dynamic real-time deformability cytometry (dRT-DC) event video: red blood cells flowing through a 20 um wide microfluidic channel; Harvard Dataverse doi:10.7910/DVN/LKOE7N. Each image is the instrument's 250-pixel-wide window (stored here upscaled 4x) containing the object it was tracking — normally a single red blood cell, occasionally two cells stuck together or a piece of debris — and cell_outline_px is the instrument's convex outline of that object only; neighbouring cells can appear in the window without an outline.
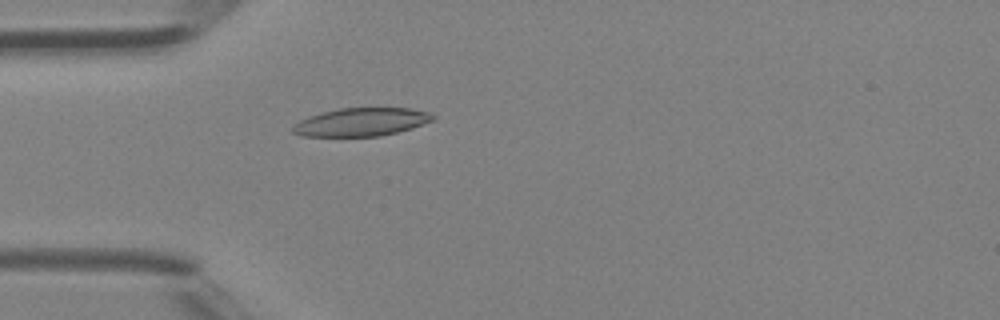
{"species": "Egyptian fruit bat (a non-hibernating species)", "species_latin": "Rousettus aegyptiacus", "temperature_condition": "room temperature", "stored_images_in_passage": 47, "camera_frame_rate_fps": 3000, "um_per_image_px": 0.085, "animal": {"sex": "female"}, "frame": {"image": 1, "passage_image": 14, "time_ms": 4.333, "image_size_px": [1000, 320], "cell_outline_px": [[436, 116], [432, 120], [412, 128], [380, 136], [300, 136], [292, 132], [292, 128], [300, 120], [308, 116], [340, 108], [408, 108], [432, 112]], "centroid_in_image_um": [30.72, 10.37], "position_along_channel_um": 54.3, "area_um2": 22.89}}
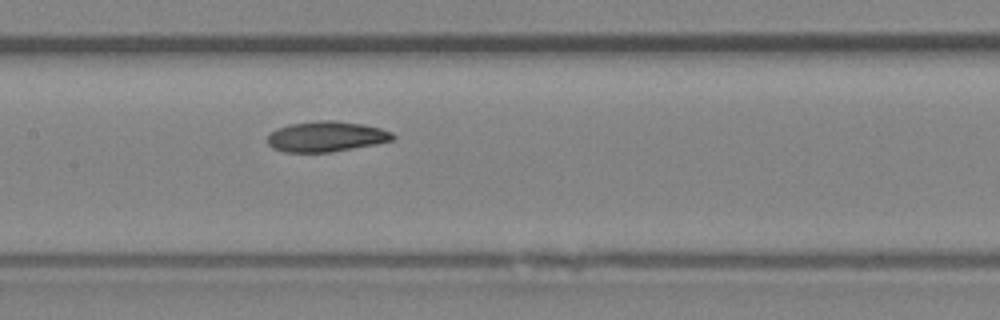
{"frame": {"image": 2, "passage_image": 23, "time_ms": 7.333, "image_size_px": [1000, 320], "cell_outline_px": [[396, 136], [392, 140], [376, 144], [332, 152], [284, 152], [272, 148], [268, 144], [268, 136], [276, 128], [288, 124], [320, 120], [332, 120], [364, 124], [380, 128], [392, 132]], "centroid_in_image_um": [27.73, 11.6], "position_along_channel_um": 179.7, "area_um2": 22.31}}
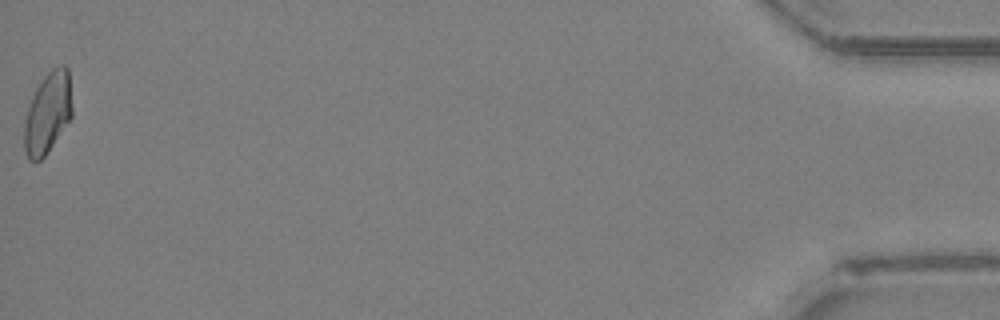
{"frame": {"image": 3, "passage_image": 47, "time_ms": 15.333, "image_size_px": [1000, 320], "cell_outline_px": [[72, 116], [44, 156], [40, 160], [28, 160], [24, 152], [24, 124], [28, 108], [32, 96], [36, 88], [44, 76], [52, 68], [60, 64], [64, 64], [68, 68], [72, 108]], "centroid_in_image_um": [4.05, 9.57], "position_along_channel_um": 431.2, "area_um2": 22.48}, "authors_computed_cell_mechanics": {"area_um2": 22.542, "velocity_mm_per_s": 4.4039, "shape_relaxation_time_tau1_ms": 6.5009, "shape_relaxation_time_tau2_ms": 6.0775, "deformation_change_tau1": 0.1501, "deformation_change_tau2": 0.1123}}